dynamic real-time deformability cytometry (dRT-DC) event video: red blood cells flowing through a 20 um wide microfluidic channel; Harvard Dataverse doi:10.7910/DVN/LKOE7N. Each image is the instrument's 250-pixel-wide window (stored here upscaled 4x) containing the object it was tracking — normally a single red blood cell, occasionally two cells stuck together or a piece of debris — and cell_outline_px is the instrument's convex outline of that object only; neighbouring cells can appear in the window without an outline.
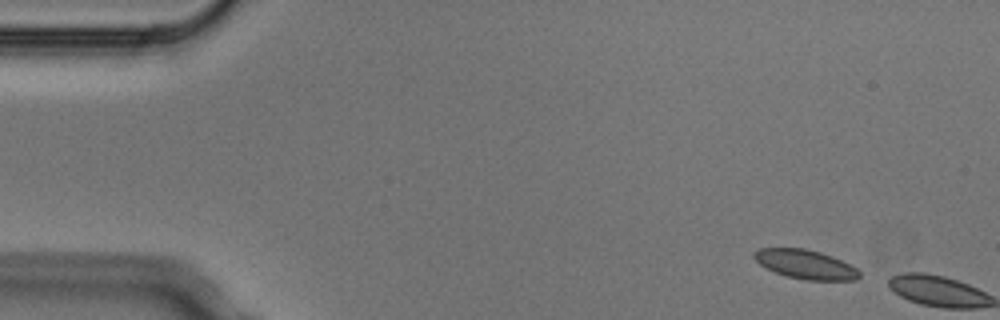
{"species": "Egyptian fruit bat (a non-hibernating species)", "species_latin": "Rousettus aegyptiacus", "temperature_condition": "cold", "stored_images_in_passage": 5, "camera_frame_rate_fps": 3000, "um_per_image_px": 0.085, "animal": {"sex": "male"}, "frame": {"image": 1, "passage_image": 1, "time_ms": 0.0, "image_size_px": [1000, 320], "cell_outline_px": [[860, 276], [856, 280], [808, 280], [788, 276], [776, 272], [760, 264], [752, 256], [752, 252], [760, 248], [804, 248], [820, 252], [832, 256], [856, 268], [860, 272]], "centroid_in_image_um": [68.46, 22.46], "position_along_channel_um": 16.5, "area_um2": 17.63}}